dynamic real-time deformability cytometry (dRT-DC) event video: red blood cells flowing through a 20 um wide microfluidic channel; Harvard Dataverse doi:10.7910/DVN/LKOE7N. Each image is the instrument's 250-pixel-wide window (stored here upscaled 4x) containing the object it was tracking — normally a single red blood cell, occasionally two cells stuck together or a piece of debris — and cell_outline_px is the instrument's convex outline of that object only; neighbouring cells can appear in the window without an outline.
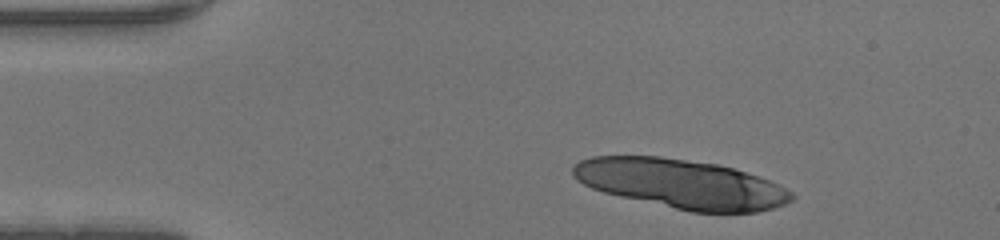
{"species": "human", "species_latin": "Homo sapiens", "temperature_condition": "warm", "stored_images_in_passage": 15, "camera_frame_rate_fps": 3000, "um_per_image_px": 0.085, "donor": {"sex": "male"}, "frame": {"image": 1, "passage_image": 1, "time_ms": 0.0, "image_size_px": [1000, 240], "cell_outline_px": [[764, 208], [748, 212], [704, 212], [684, 208], [612, 192], [600, 188], [612, 156], [644, 156], [728, 168], [740, 172], [748, 176]], "centroid_in_image_um": [57.95, 15.67], "position_along_channel_um": 27.1, "area_um2": 46.24}}
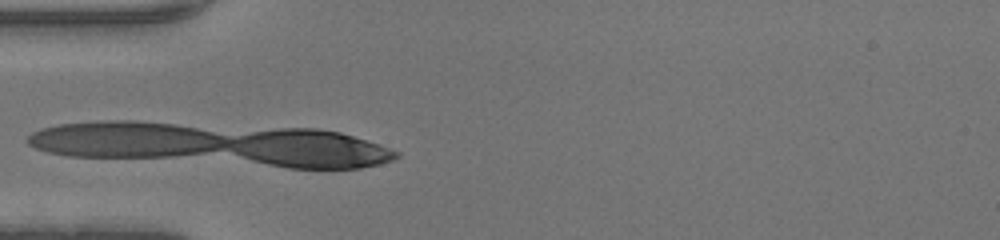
{"frame": {"image": 2, "passage_image": 8, "time_ms": 2.333, "image_size_px": [1000, 240], "cell_outline_px": [[380, 160], [368, 164], [344, 168], [304, 168], [280, 164], [264, 160], [252, 156], [252, 136], [268, 132], [332, 132], [348, 136], [356, 140]], "centroid_in_image_um": [26.45, 12.74], "position_along_channel_um": 58.6, "area_um2": 26.59}}
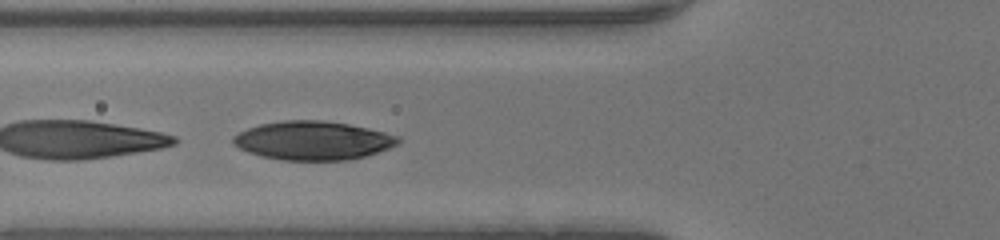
{"frame": {"image": 3, "passage_image": 11, "time_ms": 3.333, "image_size_px": [1000, 240], "cell_outline_px": [[392, 140], [388, 144], [380, 148], [368, 152], [352, 156], [276, 156], [260, 152], [260, 128], [276, 124], [336, 124], [356, 128], [372, 132]], "centroid_in_image_um": [27.05, 11.93], "position_along_channel_um": 98.7, "area_um2": 25.61}}